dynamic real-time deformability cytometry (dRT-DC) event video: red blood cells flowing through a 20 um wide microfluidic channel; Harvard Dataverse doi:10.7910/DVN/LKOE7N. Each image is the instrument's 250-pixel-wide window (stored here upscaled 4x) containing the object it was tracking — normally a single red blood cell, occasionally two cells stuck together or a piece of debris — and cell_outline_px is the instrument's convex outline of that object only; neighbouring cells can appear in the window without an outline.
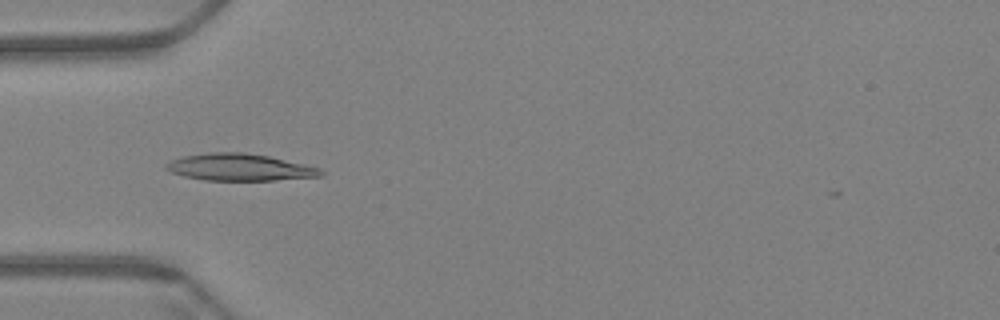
{"species": "Egyptian fruit bat (a non-hibernating species)", "species_latin": "Rousettus aegyptiacus", "temperature_condition": "warm", "stored_images_in_passage": 60, "camera_frame_rate_fps": 3000, "um_per_image_px": 0.085, "animal": {"sex": "female"}, "frame": {"image": 1, "passage_image": 18, "time_ms": 5.667, "image_size_px": [1000, 320], "cell_outline_px": [[324, 176], [272, 180], [204, 180], [184, 176], [172, 172], [164, 168], [164, 164], [172, 160], [184, 156], [212, 152], [244, 152], [268, 156], [304, 164], [320, 168], [324, 172]], "centroid_in_image_um": [20.37, 14.22], "position_along_channel_um": 64.6, "area_um2": 24.16}}
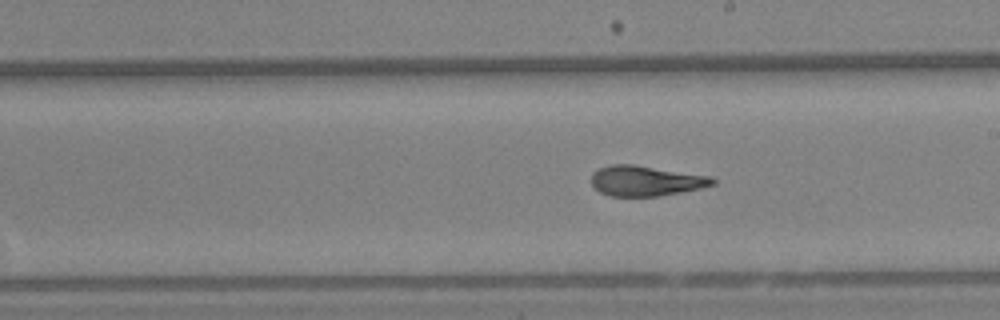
{"frame": {"image": 2, "passage_image": 33, "time_ms": 10.667, "image_size_px": [1000, 320], "cell_outline_px": [[716, 184], [700, 188], [680, 192], [656, 196], [612, 196], [600, 192], [592, 184], [592, 172], [600, 168], [612, 164], [632, 164], [712, 176], [716, 180]], "centroid_in_image_um": [54.91, 15.36], "position_along_channel_um": 234.1, "area_um2": 21.27}}
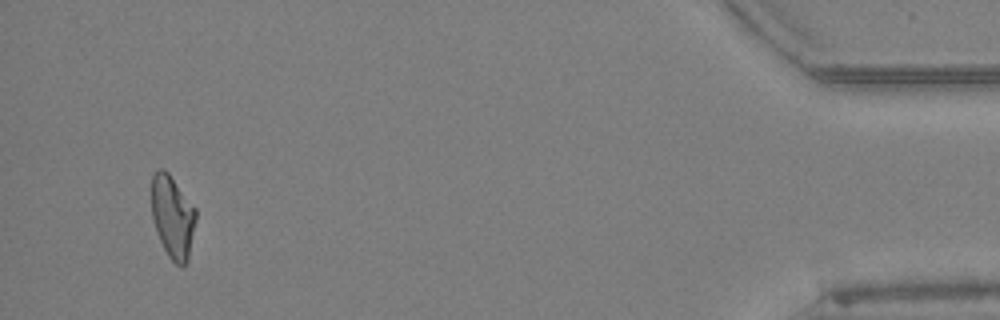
{"frame": {"image": 3, "passage_image": 56, "time_ms": 18.333, "image_size_px": [1000, 320], "cell_outline_px": [[196, 220], [188, 260], [184, 268], [180, 268], [168, 256], [160, 240], [152, 216], [152, 176], [160, 168], [164, 168], [168, 172], [196, 208]], "centroid_in_image_um": [14.69, 18.45], "position_along_channel_um": 420.5, "area_um2": 21.33}}